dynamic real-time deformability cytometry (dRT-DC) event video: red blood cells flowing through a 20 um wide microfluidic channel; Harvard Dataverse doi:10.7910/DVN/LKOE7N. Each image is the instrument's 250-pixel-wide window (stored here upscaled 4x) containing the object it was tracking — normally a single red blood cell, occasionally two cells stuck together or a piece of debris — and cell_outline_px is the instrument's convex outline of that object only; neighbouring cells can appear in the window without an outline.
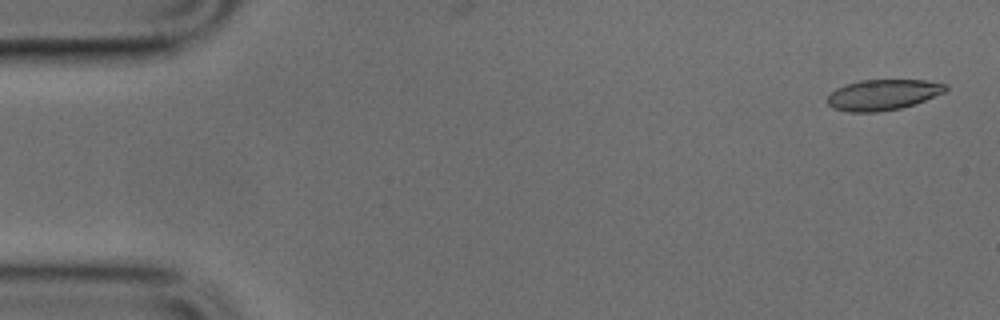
{"species": "common noctule bat (a hibernating species)", "species_latin": "Nyctalus noctula", "temperature_condition": "cold", "stored_images_in_passage": 16, "camera_frame_rate_fps": 3000, "um_per_image_px": 0.085, "animal": {"sex": "male", "body_mass_g": 17.9, "forearm_length_mm": 54.2}, "frame": {"image": 1, "passage_image": 1, "time_ms": 0.0, "image_size_px": [1000, 320], "cell_outline_px": [[948, 88], [944, 92], [924, 100], [900, 108], [880, 112], [848, 112], [832, 108], [828, 104], [828, 96], [836, 88], [860, 80], [924, 80], [948, 84]], "centroid_in_image_um": [75.04, 8.05], "position_along_channel_um": 10.0, "area_um2": 20.98}}
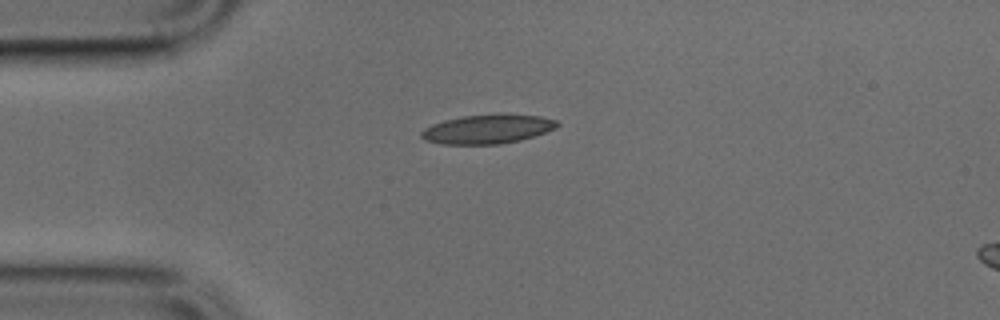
{"frame": {"image": 2, "passage_image": 11, "time_ms": 3.333, "image_size_px": [1000, 320], "cell_outline_px": [[560, 124], [556, 128], [520, 140], [500, 144], [440, 144], [424, 140], [420, 136], [420, 132], [424, 128], [432, 124], [444, 120], [464, 116], [540, 116], [556, 120]], "centroid_in_image_um": [41.37, 11.01], "position_along_channel_um": 43.6, "area_um2": 22.31}}